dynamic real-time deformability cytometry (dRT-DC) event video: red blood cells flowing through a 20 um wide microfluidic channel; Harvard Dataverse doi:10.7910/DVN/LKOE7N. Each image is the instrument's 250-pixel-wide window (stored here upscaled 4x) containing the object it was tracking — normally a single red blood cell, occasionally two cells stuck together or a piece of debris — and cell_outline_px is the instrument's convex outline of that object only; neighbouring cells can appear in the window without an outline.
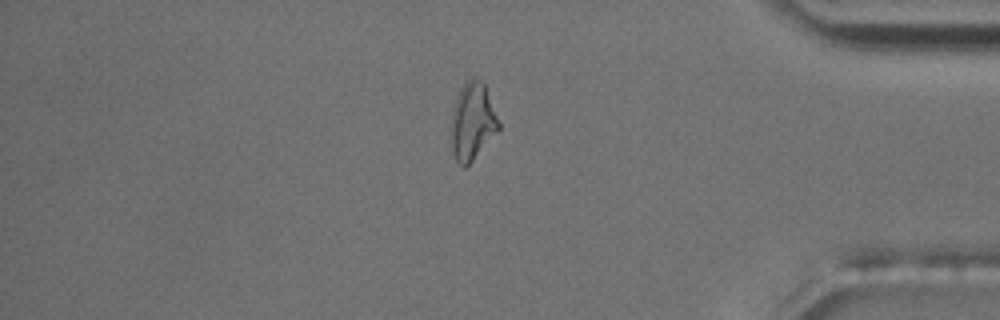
{"species": "common noctule bat (a hibernating species)", "species_latin": "Nyctalus noctula", "temperature_condition": "room temperature", "stored_images_in_passage": 55, "camera_frame_rate_fps": 3000, "um_per_image_px": 0.085, "animal": {"sex": "male", "body_mass_g": 17.5, "forearm_length_mm": 52.3}, "frame": {"image": 1, "passage_image": 47, "time_ms": 15.333, "image_size_px": [1000, 320], "cell_outline_px": [[500, 128], [472, 160], [464, 168], [456, 160], [452, 152], [452, 112], [456, 96], [460, 88], [472, 76], [484, 84], [500, 124]], "centroid_in_image_um": [40.15, 10.31], "position_along_channel_um": 395.1, "area_um2": 20.87}, "authors_computed_cell_mechanics": {"area_um2": 18.1492, "velocity_mm_per_s": 3.6893, "shape_relaxation_time_tau1_ms": null, "shape_relaxation_time_tau2_ms": 3.4191, "deformation_change_tau1": null, "deformation_change_tau2": 0.1385}}